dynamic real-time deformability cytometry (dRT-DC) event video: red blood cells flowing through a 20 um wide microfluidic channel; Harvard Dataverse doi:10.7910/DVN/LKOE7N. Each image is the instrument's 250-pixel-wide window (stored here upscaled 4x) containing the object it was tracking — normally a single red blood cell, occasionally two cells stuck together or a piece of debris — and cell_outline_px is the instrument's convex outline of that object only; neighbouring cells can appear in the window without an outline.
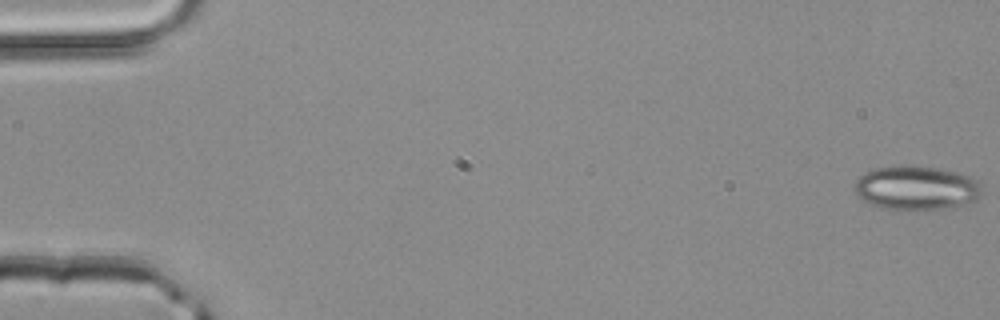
{"species": "common noctule bat (a hibernating species)", "species_latin": "Nyctalus noctula", "temperature_condition": "room temperature", "stored_images_in_passage": 13, "camera_frame_rate_fps": 3000, "um_per_image_px": 0.085, "animal": {"sex": "male", "body_mass_g": 20.4}, "frame": {"image": 1, "passage_image": 1, "time_ms": 0.0, "image_size_px": [1000, 320], "cell_outline_px": [[984, 192], [976, 200], [968, 204], [944, 208], [880, 208], [864, 200], [856, 192], [856, 180], [864, 172], [876, 168], [900, 164], [916, 164], [960, 172], [976, 180], [984, 188]], "centroid_in_image_um": [77.95, 15.92], "position_along_channel_um": 7.1, "area_um2": 32.77}}